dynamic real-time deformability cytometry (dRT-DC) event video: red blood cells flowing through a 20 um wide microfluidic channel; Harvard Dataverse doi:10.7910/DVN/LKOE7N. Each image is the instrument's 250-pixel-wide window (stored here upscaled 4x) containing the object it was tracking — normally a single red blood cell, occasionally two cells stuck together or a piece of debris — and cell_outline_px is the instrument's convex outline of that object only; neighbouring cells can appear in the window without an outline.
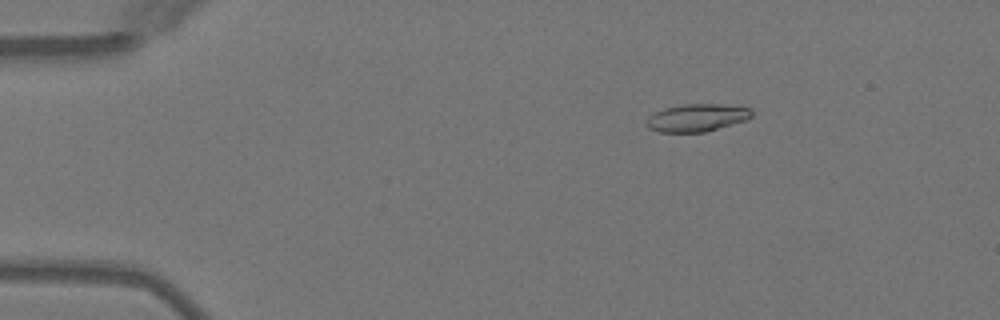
{"species": "Egyptian fruit bat (a non-hibernating species)", "species_latin": "Rousettus aegyptiacus", "temperature_condition": "warm", "stored_images_in_passage": 5, "camera_frame_rate_fps": 3000, "um_per_image_px": 0.085, "animal": {"sex": "female"}, "frame": {"image": 1, "passage_image": 3, "time_ms": 2.333, "image_size_px": [1000, 320], "cell_outline_px": [[752, 116], [748, 120], [704, 132], [660, 132], [648, 128], [644, 124], [648, 116], [664, 108], [684, 104], [720, 104], [752, 108]], "centroid_in_image_um": [59.23, 10.01], "position_along_channel_um": 25.8, "area_um2": 17.05}}